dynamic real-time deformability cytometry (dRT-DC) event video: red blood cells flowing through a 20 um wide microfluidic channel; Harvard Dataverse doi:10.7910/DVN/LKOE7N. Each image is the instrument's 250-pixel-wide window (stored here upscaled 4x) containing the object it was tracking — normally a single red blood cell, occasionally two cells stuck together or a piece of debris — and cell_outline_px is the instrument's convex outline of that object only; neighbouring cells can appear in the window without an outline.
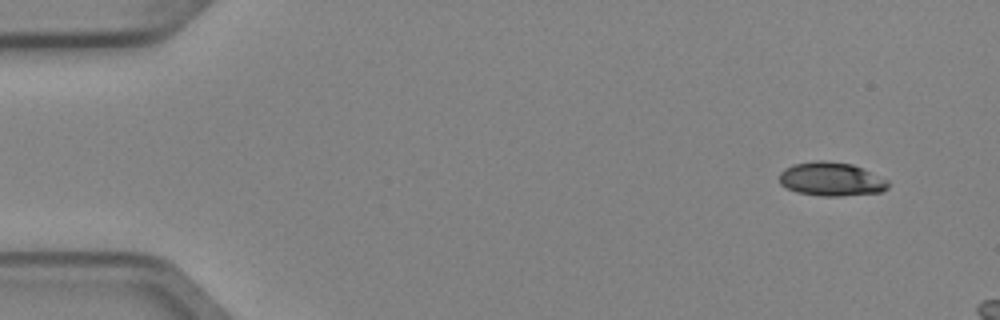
{"species": "Egyptian fruit bat (a non-hibernating species)", "species_latin": "Rousettus aegyptiacus", "temperature_condition": "cold", "stored_images_in_passage": 3, "camera_frame_rate_fps": 3000, "um_per_image_px": 0.085, "animal": {"sex": "female"}, "frame": {"image": 1, "passage_image": 1, "time_ms": 0.0, "image_size_px": [1000, 320], "cell_outline_px": [[888, 188], [880, 192], [840, 196], [820, 196], [796, 192], [780, 184], [780, 172], [784, 168], [792, 164], [816, 160], [824, 160], [852, 164], [864, 168], [888, 180]], "centroid_in_image_um": [70.65, 15.22], "position_along_channel_um": 14.4, "area_um2": 21.56}}